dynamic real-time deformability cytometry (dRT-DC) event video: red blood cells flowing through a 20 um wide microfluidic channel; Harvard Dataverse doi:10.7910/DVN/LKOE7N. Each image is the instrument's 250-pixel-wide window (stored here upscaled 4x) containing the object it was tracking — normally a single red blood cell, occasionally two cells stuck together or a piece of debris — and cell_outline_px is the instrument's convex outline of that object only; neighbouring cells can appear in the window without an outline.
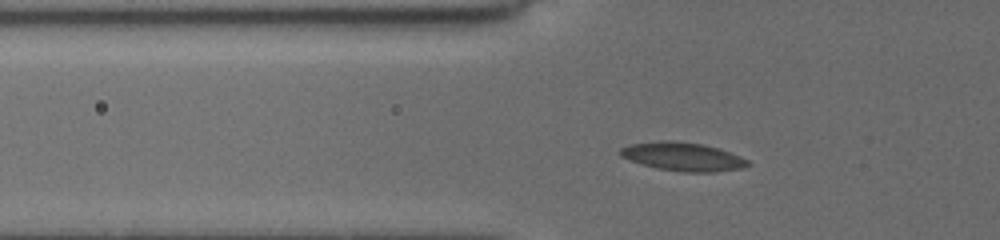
{"species": "common noctule bat (a hibernating species)", "species_latin": "Nyctalus noctula", "temperature_condition": "cold", "stored_images_in_passage": 40, "camera_frame_rate_fps": 3000, "um_per_image_px": 0.085, "animal": {"sex": "female", "body_mass_g": 19.5, "forearm_length_mm": 54.1}, "frame": {"image": 1, "passage_image": 4, "time_ms": 1.0, "image_size_px": [1000, 240], "cell_outline_px": [[752, 164], [744, 168], [716, 172], [680, 172], [656, 168], [640, 164], [628, 160], [620, 156], [620, 148], [628, 144], [664, 140], [672, 140], [700, 144], [720, 148], [740, 156], [748, 160]], "centroid_in_image_um": [58.04, 13.32], "position_along_channel_um": 67.8, "area_um2": 21.5}}
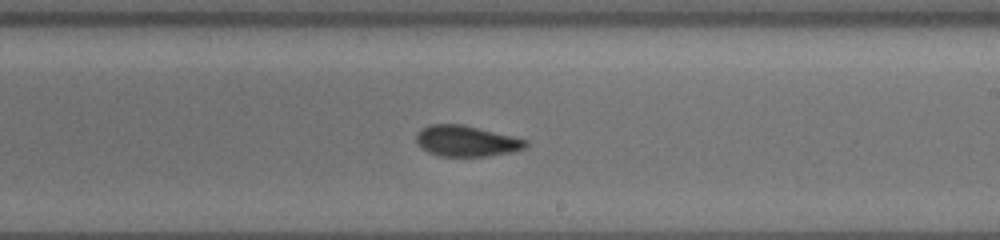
{"frame": {"image": 2, "passage_image": 19, "time_ms": 6.0, "image_size_px": [1000, 240], "cell_outline_px": [[528, 148], [516, 152], [488, 156], [440, 156], [428, 152], [420, 148], [416, 144], [416, 136], [424, 128], [432, 124], [464, 124], [528, 140]], "centroid_in_image_um": [39.69, 12.0], "position_along_channel_um": 249.3, "area_um2": 19.88}}
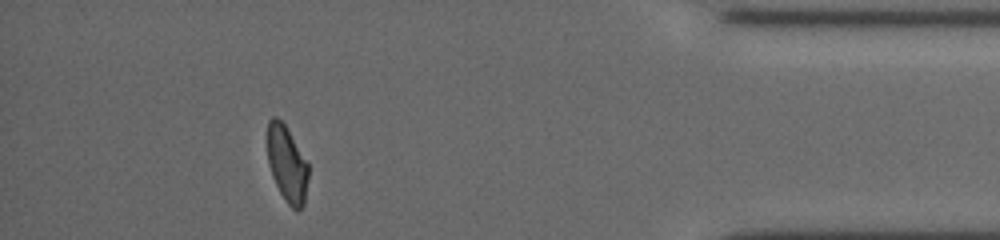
{"frame": {"image": 3, "passage_image": 35, "time_ms": 11.333, "image_size_px": [1000, 240], "cell_outline_px": [[308, 176], [304, 204], [296, 212], [284, 200], [272, 176], [268, 164], [268, 120], [272, 116], [276, 116], [284, 124], [308, 164]], "centroid_in_image_um": [24.38, 13.97], "position_along_channel_um": 410.8, "area_um2": 17.92}, "authors_computed_cell_mechanics": {"area_um2": 19.2474, "velocity_mm_per_s": 3.7465, "shape_relaxation_time_tau1_ms": 3.56, "shape_relaxation_time_tau2_ms": 2.2159, "deformation_change_tau1": 0.1313, "deformation_change_tau2": 0.0735}}